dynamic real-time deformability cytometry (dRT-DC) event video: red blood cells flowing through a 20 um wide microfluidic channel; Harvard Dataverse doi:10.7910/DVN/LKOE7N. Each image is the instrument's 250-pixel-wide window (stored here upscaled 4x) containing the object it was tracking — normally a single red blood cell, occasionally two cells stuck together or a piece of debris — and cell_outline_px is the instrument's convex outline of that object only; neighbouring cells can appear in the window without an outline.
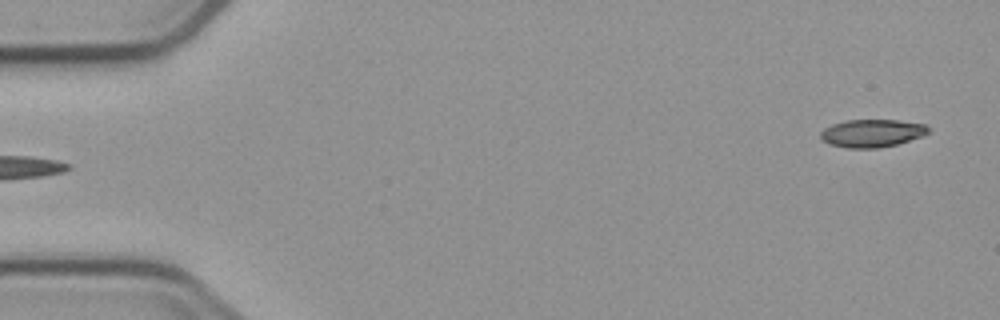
{"species": "common noctule bat (a hibernating species)", "species_latin": "Nyctalus noctula", "temperature_condition": "cold", "stored_images_in_passage": 5, "camera_frame_rate_fps": 3000, "um_per_image_px": 0.085, "animal": {"sex": "male", "body_mass_g": 23.1, "forearm_length_mm": 52.7}, "frame": {"image": 1, "passage_image": 5, "time_ms": 4.667, "image_size_px": [1000, 320], "cell_outline_px": [[932, 128], [924, 136], [896, 144], [876, 148], [848, 148], [832, 144], [824, 140], [820, 136], [820, 132], [824, 128], [832, 124], [848, 120], [900, 120], [924, 124]], "centroid_in_image_um": [74.17, 11.31], "position_along_channel_um": 10.8, "area_um2": 17.4}}